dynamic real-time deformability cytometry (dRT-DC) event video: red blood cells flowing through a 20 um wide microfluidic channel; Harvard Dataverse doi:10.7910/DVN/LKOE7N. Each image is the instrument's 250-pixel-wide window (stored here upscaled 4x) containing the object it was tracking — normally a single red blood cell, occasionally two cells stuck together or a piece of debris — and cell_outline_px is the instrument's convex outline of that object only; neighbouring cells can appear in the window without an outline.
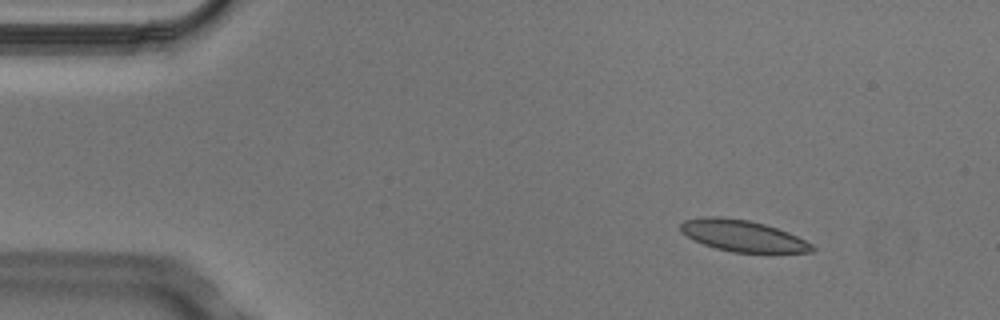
{"species": "Egyptian fruit bat (a non-hibernating species)", "species_latin": "Rousettus aegyptiacus", "temperature_condition": "cold", "stored_images_in_passage": 3, "camera_frame_rate_fps": 3000, "um_per_image_px": 0.085, "animal": {"sex": "male"}, "frame": {"image": 1, "passage_image": 1, "time_ms": 0.0, "image_size_px": [1000, 320], "cell_outline_px": [[816, 248], [812, 252], [732, 252], [716, 248], [704, 244], [680, 232], [680, 224], [684, 220], [704, 216], [720, 216], [748, 220], [764, 224], [788, 232], [812, 244]], "centroid_in_image_um": [63.11, 20.03], "position_along_channel_um": 21.9, "area_um2": 23.81}}